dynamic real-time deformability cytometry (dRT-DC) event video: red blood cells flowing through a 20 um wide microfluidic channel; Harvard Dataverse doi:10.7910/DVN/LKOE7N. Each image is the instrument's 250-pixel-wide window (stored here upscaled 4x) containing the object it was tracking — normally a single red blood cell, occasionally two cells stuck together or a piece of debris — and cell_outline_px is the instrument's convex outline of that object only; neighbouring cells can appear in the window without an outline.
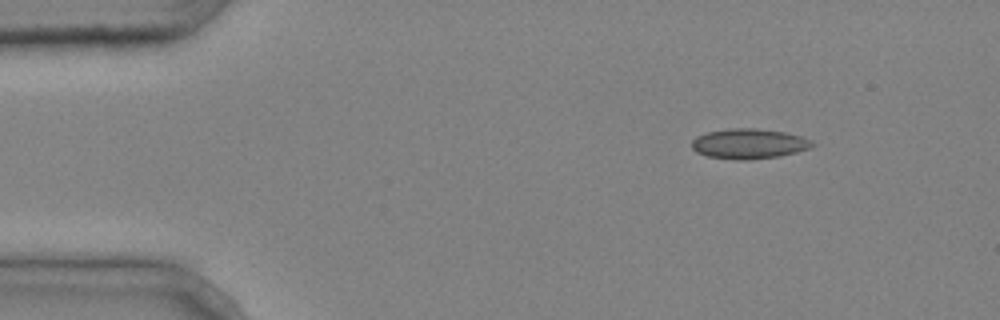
{"species": "common noctule bat (a hibernating species)", "species_latin": "Nyctalus noctula", "temperature_condition": "cold", "stored_images_in_passage": 5, "camera_frame_rate_fps": 3000, "um_per_image_px": 0.085, "animal": {"sex": "male", "body_mass_g": 20.4}, "frame": {"image": 1, "passage_image": 5, "time_ms": 1.333, "image_size_px": [1000, 320], "cell_outline_px": [[816, 144], [812, 148], [780, 156], [748, 160], [736, 160], [708, 156], [696, 152], [692, 148], [692, 140], [696, 136], [708, 132], [728, 128], [756, 128], [784, 132], [800, 136], [812, 140]], "centroid_in_image_um": [63.68, 12.22], "position_along_channel_um": 21.3, "area_um2": 21.27}}